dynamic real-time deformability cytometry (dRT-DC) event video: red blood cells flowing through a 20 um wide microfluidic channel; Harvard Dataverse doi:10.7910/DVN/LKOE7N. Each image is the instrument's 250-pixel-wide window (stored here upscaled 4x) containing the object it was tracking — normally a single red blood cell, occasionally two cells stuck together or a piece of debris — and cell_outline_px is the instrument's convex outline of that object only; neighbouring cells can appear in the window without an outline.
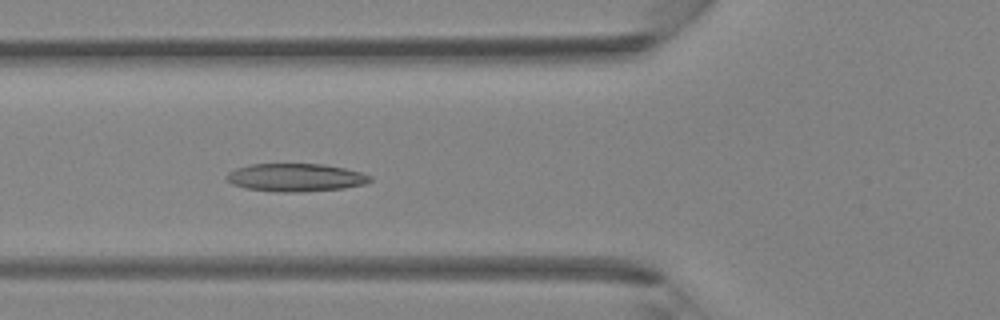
{"species": "Egyptian fruit bat (a non-hibernating species)", "species_latin": "Rousettus aegyptiacus", "temperature_condition": "room temperature", "stored_images_in_passage": 41, "camera_frame_rate_fps": 3000, "um_per_image_px": 0.085, "animal": {"sex": "female"}, "frame": {"image": 1, "passage_image": 15, "time_ms": 4.667, "image_size_px": [1000, 320], "cell_outline_px": [[372, 180], [364, 184], [344, 188], [300, 192], [280, 192], [244, 188], [232, 184], [224, 176], [228, 172], [236, 168], [248, 164], [324, 164], [344, 168], [360, 172], [372, 176]], "centroid_in_image_um": [25.1, 15.08], "position_along_channel_um": 100.7, "area_um2": 23.47}}
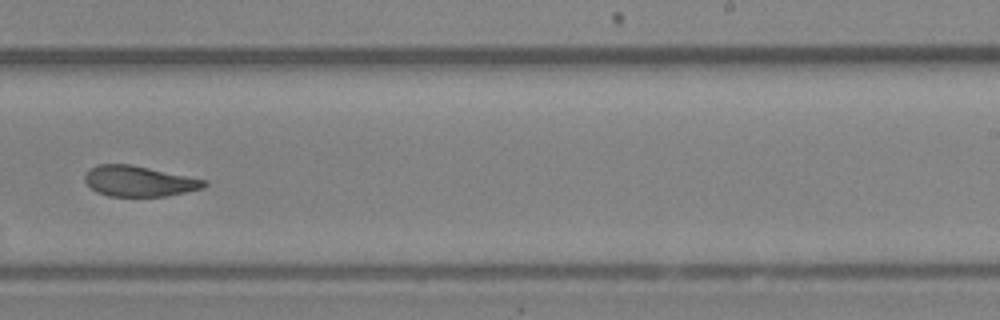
{"frame": {"image": 2, "passage_image": 26, "time_ms": 8.333, "image_size_px": [1000, 320], "cell_outline_px": [[208, 184], [204, 188], [168, 196], [108, 196], [96, 192], [84, 180], [84, 176], [88, 168], [96, 164], [132, 164], [208, 180]], "centroid_in_image_um": [11.82, 15.39], "position_along_channel_um": 277.2, "area_um2": 21.56}}
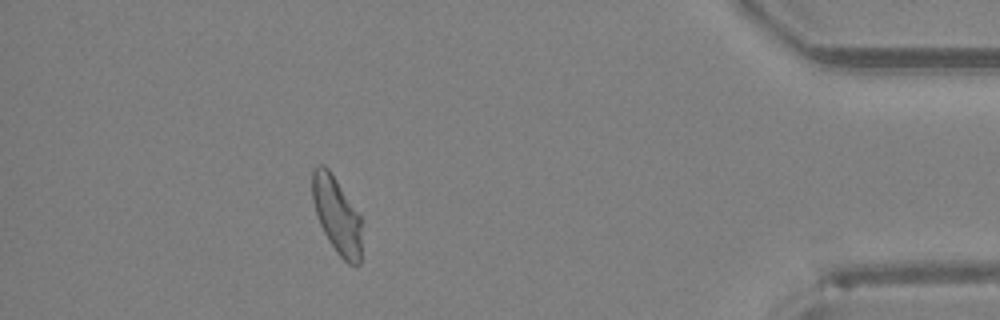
{"frame": {"image": 3, "passage_image": 37, "time_ms": 12.0, "image_size_px": [1000, 320], "cell_outline_px": [[360, 264], [348, 264], [336, 252], [328, 240], [320, 224], [312, 200], [312, 168], [316, 164], [324, 164], [328, 168], [360, 216]], "centroid_in_image_um": [28.59, 18.26], "position_along_channel_um": 406.6, "area_um2": 21.68}}